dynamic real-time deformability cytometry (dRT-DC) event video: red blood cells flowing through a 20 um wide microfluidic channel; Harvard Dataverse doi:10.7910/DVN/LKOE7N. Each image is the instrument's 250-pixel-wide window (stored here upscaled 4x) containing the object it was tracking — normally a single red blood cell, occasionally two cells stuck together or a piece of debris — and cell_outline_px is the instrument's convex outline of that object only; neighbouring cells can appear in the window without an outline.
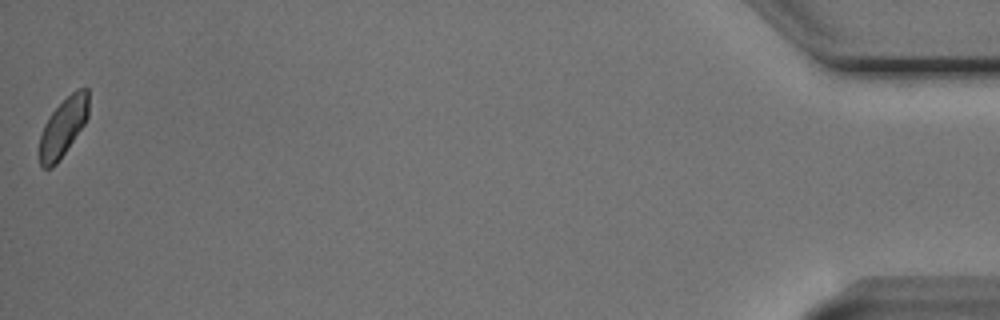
{"species": "Egyptian fruit bat (a non-hibernating species)", "species_latin": "Rousettus aegyptiacus", "temperature_condition": "cold", "stored_images_in_passage": 15, "camera_frame_rate_fps": 3000, "um_per_image_px": 0.085, "animal": {"sex": "male"}, "frame": {"image": 1, "passage_image": 15, "time_ms": 4.667, "image_size_px": [1000, 320], "cell_outline_px": [[88, 116], [84, 124], [56, 164], [52, 168], [44, 168], [40, 164], [40, 136], [44, 124], [52, 112], [72, 92], [80, 88], [88, 88]], "centroid_in_image_um": [5.37, 10.81], "position_along_channel_um": 429.8, "area_um2": 16.3}}